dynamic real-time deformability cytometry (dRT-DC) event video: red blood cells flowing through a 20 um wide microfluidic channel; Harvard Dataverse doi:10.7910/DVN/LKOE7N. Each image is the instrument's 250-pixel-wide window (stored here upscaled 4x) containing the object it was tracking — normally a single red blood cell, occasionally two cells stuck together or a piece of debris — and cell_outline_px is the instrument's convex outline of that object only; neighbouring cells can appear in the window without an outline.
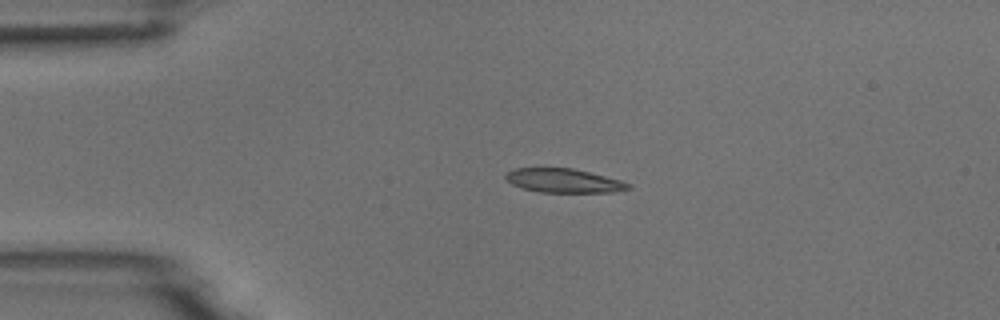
{"species": "common noctule bat (a hibernating species)", "species_latin": "Nyctalus noctula", "temperature_condition": "room temperature", "stored_images_in_passage": 3, "camera_frame_rate_fps": 3000, "um_per_image_px": 0.085, "animal": {"sex": "male", "body_mass_g": 18.8}, "frame": {"image": 1, "passage_image": 2, "time_ms": 1.0, "image_size_px": [1000, 320], "cell_outline_px": [[632, 188], [612, 192], [540, 192], [520, 188], [512, 184], [504, 176], [504, 172], [516, 168], [572, 168], [620, 180], [632, 184]], "centroid_in_image_um": [47.88, 15.36], "position_along_channel_um": 37.1, "area_um2": 17.11}}